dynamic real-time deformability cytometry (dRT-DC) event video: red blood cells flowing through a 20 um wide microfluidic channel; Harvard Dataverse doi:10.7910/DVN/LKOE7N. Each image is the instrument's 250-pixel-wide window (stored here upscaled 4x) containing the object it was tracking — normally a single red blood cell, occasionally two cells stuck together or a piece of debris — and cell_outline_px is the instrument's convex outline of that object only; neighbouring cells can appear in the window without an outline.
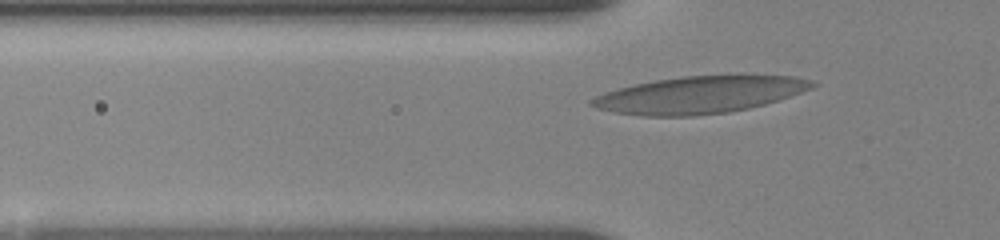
{"species": "human", "species_latin": "Homo sapiens", "temperature_condition": "room temperature", "stored_images_in_passage": 57, "camera_frame_rate_fps": 3000, "um_per_image_px": 0.085, "donor": {"sex": "female"}, "frame": {"image": 1, "passage_image": 15, "time_ms": 2.667, "image_size_px": [1000, 240], "cell_outline_px": [[820, 84], [812, 88], [764, 104], [748, 108], [728, 112], [692, 116], [644, 116], [616, 112], [596, 108], [588, 104], [588, 100], [604, 92], [636, 84], [656, 80], [684, 76], [796, 76], [812, 80]], "centroid_in_image_um": [59.44, 8.06], "position_along_channel_um": 66.4, "area_um2": 47.05}}
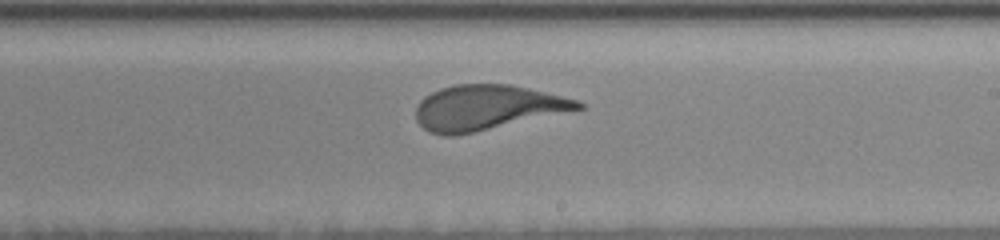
{"frame": {"image": 2, "passage_image": 35, "time_ms": 7.667, "image_size_px": [1000, 240], "cell_outline_px": [[584, 108], [456, 136], [444, 136], [428, 132], [416, 120], [416, 108], [420, 100], [424, 96], [440, 88], [456, 84], [512, 84], [576, 100], [584, 104]], "centroid_in_image_um": [41.33, 9.14], "position_along_channel_um": 247.7, "area_um2": 42.19}}
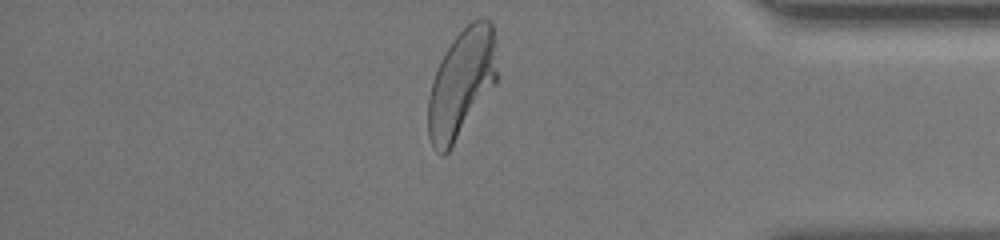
{"frame": {"image": 3, "passage_image": 56, "time_ms": 12.333, "image_size_px": [1000, 240], "cell_outline_px": [[500, 76], [496, 84], [448, 152], [444, 156], [440, 156], [432, 148], [428, 136], [428, 96], [440, 60], [452, 40], [472, 20], [480, 16], [484, 16], [492, 24], [496, 36]], "centroid_in_image_um": [39.28, 7.06], "position_along_channel_um": 395.9, "area_um2": 44.51}, "authors_computed_cell_mechanics": {"area_um2": 43.5812, "velocity_mm_per_s": 3.6443, "shape_relaxation_time_tau1_ms": 4.2604, "shape_relaxation_time_tau2_ms": 0.7902, "deformation_change_tau1": 0.1993, "deformation_change_tau2": 0.0903}}